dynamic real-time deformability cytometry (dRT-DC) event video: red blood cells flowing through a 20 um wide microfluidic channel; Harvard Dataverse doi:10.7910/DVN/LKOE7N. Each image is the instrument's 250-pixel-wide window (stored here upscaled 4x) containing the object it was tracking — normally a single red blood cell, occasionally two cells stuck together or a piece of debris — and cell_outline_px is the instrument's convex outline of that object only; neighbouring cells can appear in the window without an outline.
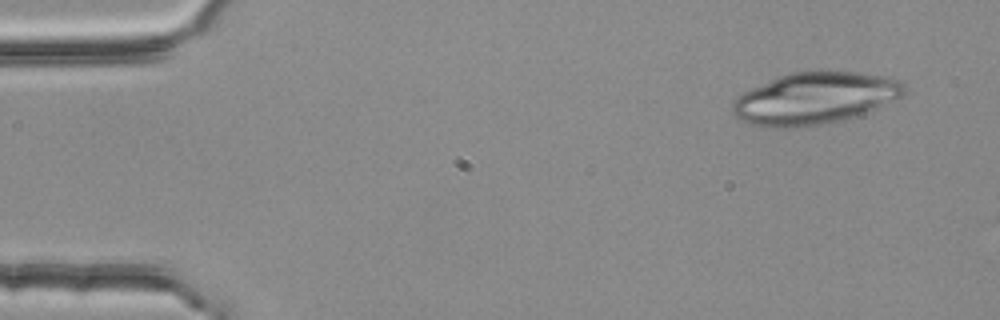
{"species": "common noctule bat (a hibernating species)", "species_latin": "Nyctalus noctula", "temperature_condition": "room temperature", "stored_images_in_passage": 4, "camera_frame_rate_fps": 3000, "um_per_image_px": 0.085, "animal": {"sex": "female", "body_mass_g": 25.1}, "frame": {"image": 1, "passage_image": 1, "time_ms": 0.0, "image_size_px": [1000, 320], "cell_outline_px": [[908, 88], [904, 96], [856, 116], [840, 120], [820, 124], [796, 128], [776, 128], [748, 124], [740, 120], [736, 116], [732, 108], [732, 104], [736, 96], [752, 88], [788, 72], [828, 68], [888, 76], [904, 80]], "centroid_in_image_um": [69.32, 8.31], "position_along_channel_um": 15.7, "area_um2": 53.0}}